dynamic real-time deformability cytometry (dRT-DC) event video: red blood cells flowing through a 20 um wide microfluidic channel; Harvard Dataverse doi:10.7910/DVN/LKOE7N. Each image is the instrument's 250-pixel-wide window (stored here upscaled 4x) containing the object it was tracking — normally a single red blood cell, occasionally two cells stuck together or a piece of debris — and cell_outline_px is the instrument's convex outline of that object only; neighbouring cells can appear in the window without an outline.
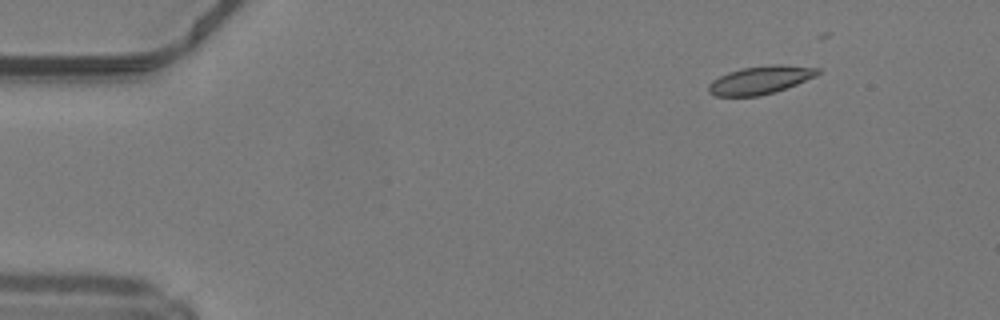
{"species": "common noctule bat (a hibernating species)", "species_latin": "Nyctalus noctula", "temperature_condition": "warm", "stored_images_in_passage": 15, "camera_frame_rate_fps": 3000, "um_per_image_px": 0.085, "animal": {"sex": "male", "body_mass_g": 19.2, "forearm_length_mm": 51.8}, "frame": {"image": 1, "passage_image": 1, "time_ms": 0.0, "image_size_px": [1000, 320], "cell_outline_px": [[820, 72], [816, 76], [796, 84], [760, 96], [716, 96], [708, 92], [708, 84], [712, 80], [728, 72], [744, 68], [772, 64], [784, 64], [820, 68]], "centroid_in_image_um": [64.62, 6.79], "position_along_channel_um": 20.4, "area_um2": 17.74}}
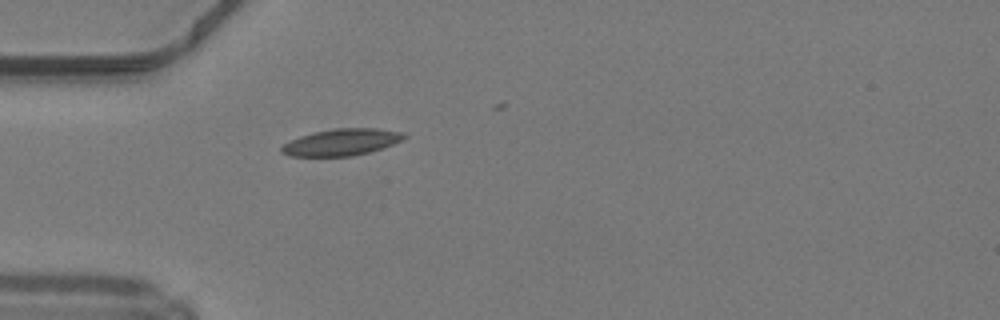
{"frame": {"image": 2, "passage_image": 10, "time_ms": 3.0, "image_size_px": [1000, 320], "cell_outline_px": [[408, 136], [404, 140], [368, 152], [352, 156], [288, 156], [280, 152], [280, 148], [284, 144], [300, 136], [316, 132], [336, 128], [376, 128], [404, 132]], "centroid_in_image_um": [29.05, 12.08], "position_along_channel_um": 55.9, "area_um2": 18.96}}
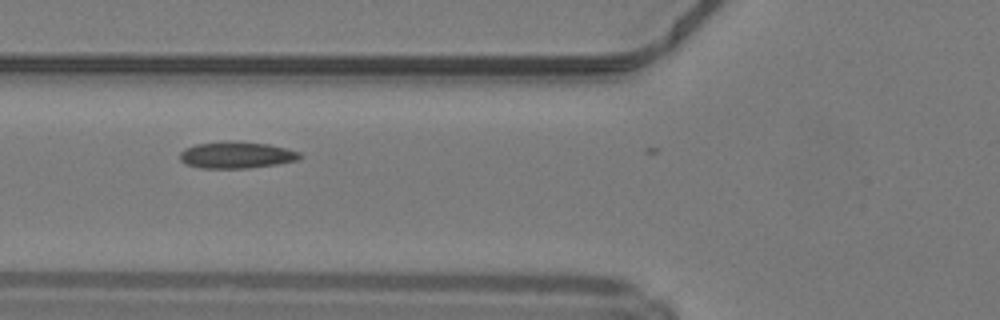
{"frame": {"image": 3, "passage_image": 14, "time_ms": 4.333, "image_size_px": [1000, 320], "cell_outline_px": [[304, 156], [300, 160], [276, 164], [248, 168], [200, 168], [184, 164], [180, 160], [180, 152], [184, 148], [196, 144], [232, 140], [236, 140], [268, 144], [288, 148], [300, 152]], "centroid_in_image_um": [20.12, 13.17], "position_along_channel_um": 105.7, "area_um2": 19.02}}